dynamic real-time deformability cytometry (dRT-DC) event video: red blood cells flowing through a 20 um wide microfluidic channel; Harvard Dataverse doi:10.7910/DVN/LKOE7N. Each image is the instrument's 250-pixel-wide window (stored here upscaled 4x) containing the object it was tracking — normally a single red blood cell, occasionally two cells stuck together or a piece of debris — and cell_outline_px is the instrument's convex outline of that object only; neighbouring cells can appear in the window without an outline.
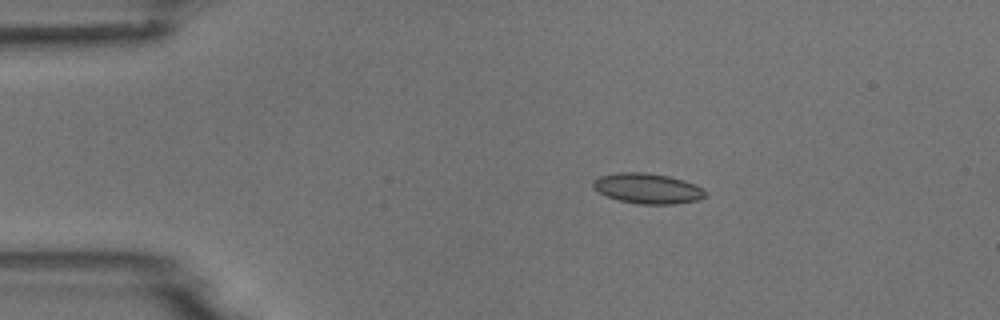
{"species": "common noctule bat (a hibernating species)", "species_latin": "Nyctalus noctula", "temperature_condition": "room temperature", "stored_images_in_passage": 4, "camera_frame_rate_fps": 3000, "um_per_image_px": 0.085, "animal": {"sex": "male", "body_mass_g": 18.8}, "frame": {"image": 1, "passage_image": 3, "time_ms": 2.333, "image_size_px": [1000, 320], "cell_outline_px": [[704, 196], [700, 200], [676, 204], [640, 204], [620, 200], [608, 196], [600, 192], [592, 184], [600, 176], [620, 172], [644, 172], [668, 176], [684, 180], [704, 188]], "centroid_in_image_um": [55.1, 16.02], "position_along_channel_um": 29.9, "area_um2": 19.54}}